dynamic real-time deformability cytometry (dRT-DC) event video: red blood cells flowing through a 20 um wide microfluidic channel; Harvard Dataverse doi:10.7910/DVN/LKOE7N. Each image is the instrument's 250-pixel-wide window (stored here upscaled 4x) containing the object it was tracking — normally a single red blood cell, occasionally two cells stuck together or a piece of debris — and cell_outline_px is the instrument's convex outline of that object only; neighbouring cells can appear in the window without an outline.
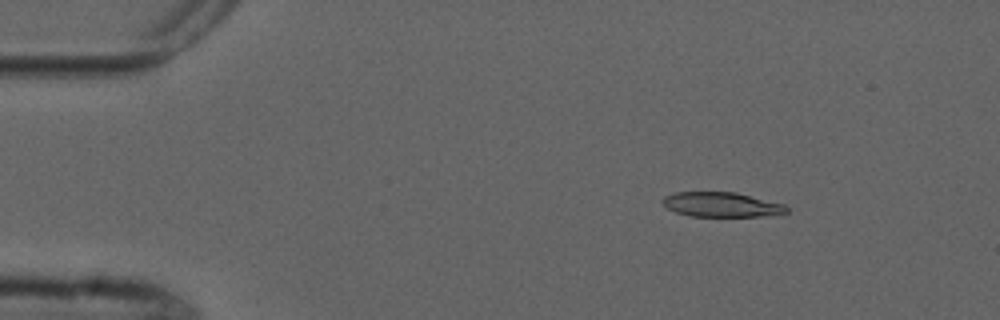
{"species": "common noctule bat (a hibernating species)", "species_latin": "Nyctalus noctula", "temperature_condition": "cold", "stored_images_in_passage": 3, "camera_frame_rate_fps": 3000, "um_per_image_px": 0.085, "animal": {"sex": "male", "forearm_length_mm": 52.5}, "frame": {"image": 1, "passage_image": 1, "time_ms": 0.0, "image_size_px": [1000, 320], "cell_outline_px": [[788, 212], [776, 216], [692, 216], [676, 212], [668, 208], [660, 200], [664, 196], [676, 192], [736, 192], [784, 204], [788, 208]], "centroid_in_image_um": [61.37, 17.39], "position_along_channel_um": 23.6, "area_um2": 17.92}}